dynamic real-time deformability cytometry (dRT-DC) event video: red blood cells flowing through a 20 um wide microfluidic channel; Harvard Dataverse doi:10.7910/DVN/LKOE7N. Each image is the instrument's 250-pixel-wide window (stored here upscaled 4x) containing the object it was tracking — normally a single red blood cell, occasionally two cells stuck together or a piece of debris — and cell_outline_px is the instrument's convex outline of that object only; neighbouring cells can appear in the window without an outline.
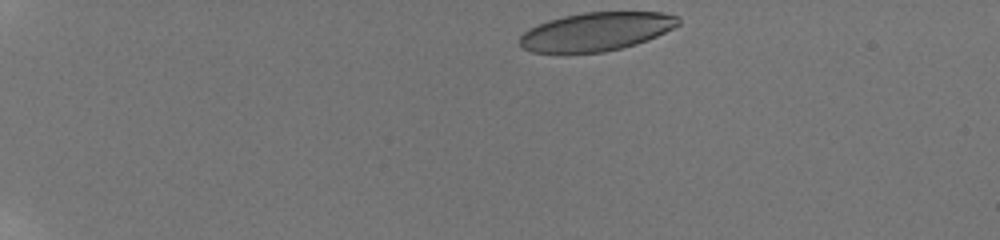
{"species": "human", "species_latin": "Homo sapiens", "temperature_condition": "room temperature", "stored_images_in_passage": 60, "camera_frame_rate_fps": 3000, "um_per_image_px": 0.085, "donor": {"sex": "male"}, "frame": {"image": 1, "passage_image": 1, "time_ms": 0.0, "image_size_px": [1000, 240], "cell_outline_px": [[680, 24], [648, 40], [636, 44], [604, 52], [532, 52], [520, 48], [520, 36], [528, 28], [548, 20], [564, 16], [584, 12], [664, 12], [676, 16], [680, 20]], "centroid_in_image_um": [50.66, 2.68], "position_along_channel_um": 34.3, "area_um2": 35.43}}
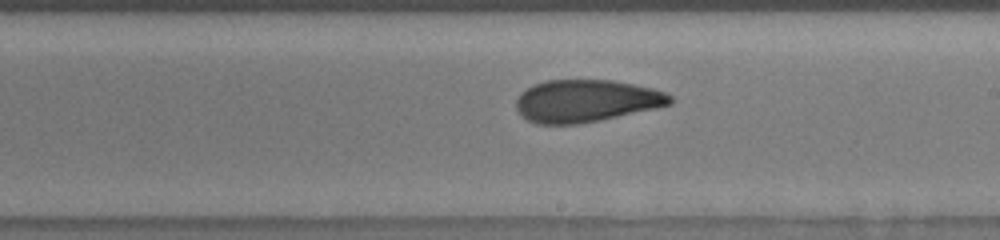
{"frame": {"image": 2, "passage_image": 43, "time_ms": 8.0, "image_size_px": [1000, 240], "cell_outline_px": [[672, 104], [656, 108], [600, 120], [580, 124], [536, 124], [520, 116], [516, 108], [516, 100], [520, 92], [532, 84], [548, 80], [612, 80], [652, 88], [664, 92], [672, 96]], "centroid_in_image_um": [49.78, 8.58], "position_along_channel_um": 239.2, "area_um2": 38.15}}
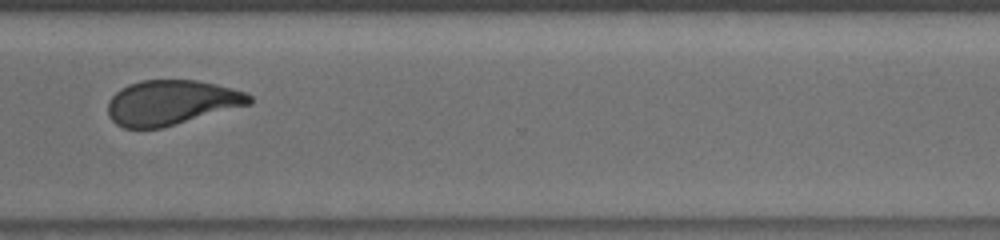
{"frame": {"image": 3, "passage_image": 59, "time_ms": 11.0, "image_size_px": [1000, 240], "cell_outline_px": [[252, 104], [160, 128], [124, 128], [116, 124], [108, 116], [108, 100], [120, 88], [128, 84], [140, 80], [196, 80], [216, 84], [232, 88], [244, 92], [252, 96]], "centroid_in_image_um": [14.55, 8.71], "position_along_channel_um": 356.1, "area_um2": 36.99}}